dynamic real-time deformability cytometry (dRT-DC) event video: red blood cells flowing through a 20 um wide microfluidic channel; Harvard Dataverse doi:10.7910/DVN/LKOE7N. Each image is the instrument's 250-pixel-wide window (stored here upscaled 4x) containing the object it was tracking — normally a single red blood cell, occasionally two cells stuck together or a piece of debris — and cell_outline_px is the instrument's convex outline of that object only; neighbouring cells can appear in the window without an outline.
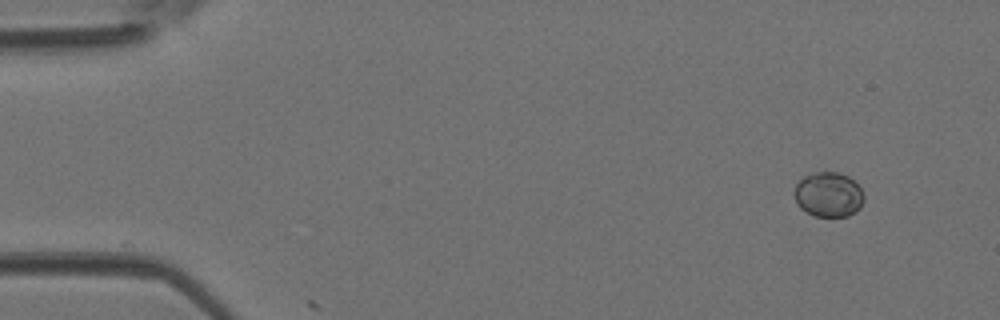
{"species": "Egyptian fruit bat (a non-hibernating species)", "species_latin": "Rousettus aegyptiacus", "temperature_condition": "room temperature", "stored_images_in_passage": 2, "camera_frame_rate_fps": 3000, "um_per_image_px": 0.085, "animal": {"sex": "female"}, "frame": {"image": 1, "passage_image": 1, "time_ms": 0.0, "image_size_px": [1000, 320], "cell_outline_px": [[864, 200], [860, 208], [856, 212], [848, 216], [816, 216], [800, 208], [796, 204], [792, 192], [796, 184], [804, 176], [812, 172], [840, 172], [848, 176], [860, 188], [864, 196]], "centroid_in_image_um": [70.39, 16.53], "position_along_channel_um": 14.6, "area_um2": 18.38}}